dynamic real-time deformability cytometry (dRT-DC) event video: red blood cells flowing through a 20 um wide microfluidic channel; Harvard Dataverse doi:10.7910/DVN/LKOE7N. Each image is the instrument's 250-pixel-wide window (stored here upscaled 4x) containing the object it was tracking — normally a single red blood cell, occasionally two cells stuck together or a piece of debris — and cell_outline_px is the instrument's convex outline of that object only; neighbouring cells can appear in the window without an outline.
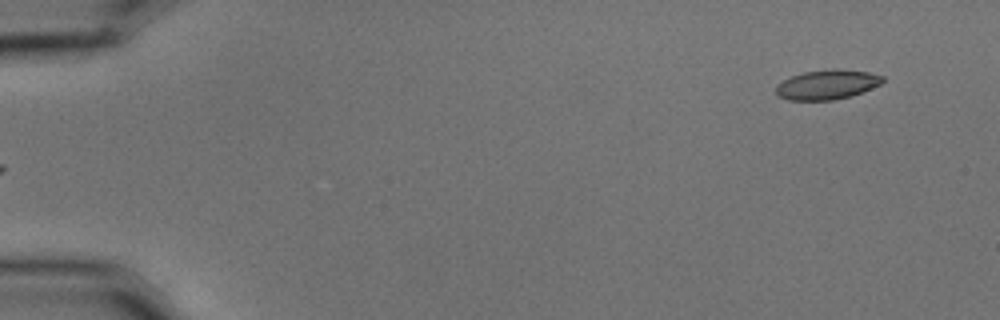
{"species": "common noctule bat (a hibernating species)", "species_latin": "Nyctalus noctula", "temperature_condition": "cold", "stored_images_in_passage": 50, "camera_frame_rate_fps": 3000, "um_per_image_px": 0.085, "animal": {"sex": "male", "body_mass_g": 15.6}, "frame": {"image": 1, "passage_image": 2, "time_ms": 0.333, "image_size_px": [1000, 320], "cell_outline_px": [[884, 80], [880, 84], [872, 88], [852, 96], [832, 100], [788, 100], [776, 96], [776, 84], [792, 76], [804, 72], [832, 68], [836, 68], [868, 72], [884, 76]], "centroid_in_image_um": [70.3, 7.19], "position_along_channel_um": 14.7, "area_um2": 18.55}}
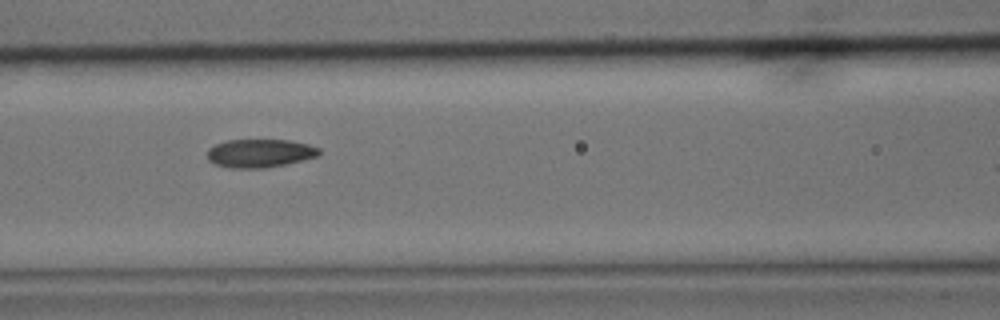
{"frame": {"image": 2, "passage_image": 23, "time_ms": 7.333, "image_size_px": [1000, 320], "cell_outline_px": [[320, 156], [268, 168], [228, 168], [216, 164], [208, 160], [208, 148], [216, 144], [228, 140], [288, 140], [308, 144], [320, 148]], "centroid_in_image_um": [22.11, 13.03], "position_along_channel_um": 144.5, "area_um2": 18.55}}
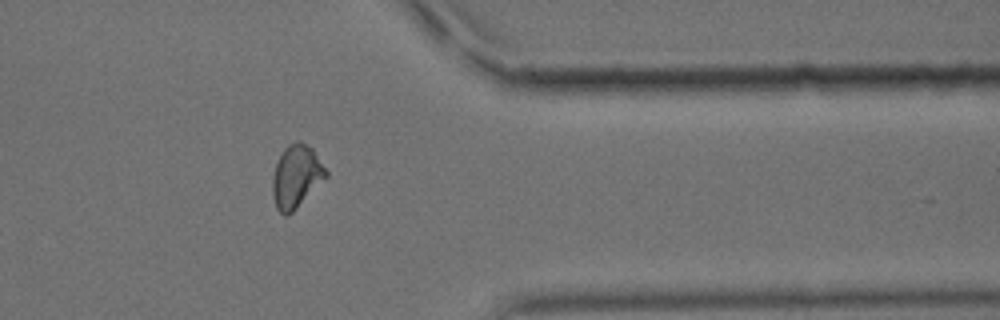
{"frame": {"image": 3, "passage_image": 44, "time_ms": 14.333, "image_size_px": [1000, 320], "cell_outline_px": [[328, 176], [288, 216], [284, 216], [276, 208], [272, 196], [272, 176], [276, 164], [284, 148], [288, 144], [296, 140], [300, 140], [312, 148], [328, 172]], "centroid_in_image_um": [25.17, 14.99], "position_along_channel_um": 386.2, "area_um2": 19.59}, "authors_computed_cell_mechanics": {"area_um2": 18.7561, "velocity_mm_per_s": 3.5974, "shape_relaxation_time_tau1_ms": 7.4395, "shape_relaxation_time_tau2_ms": 2.6367, "deformation_change_tau1": 0.1497, "deformation_change_tau2": 0.0699}}